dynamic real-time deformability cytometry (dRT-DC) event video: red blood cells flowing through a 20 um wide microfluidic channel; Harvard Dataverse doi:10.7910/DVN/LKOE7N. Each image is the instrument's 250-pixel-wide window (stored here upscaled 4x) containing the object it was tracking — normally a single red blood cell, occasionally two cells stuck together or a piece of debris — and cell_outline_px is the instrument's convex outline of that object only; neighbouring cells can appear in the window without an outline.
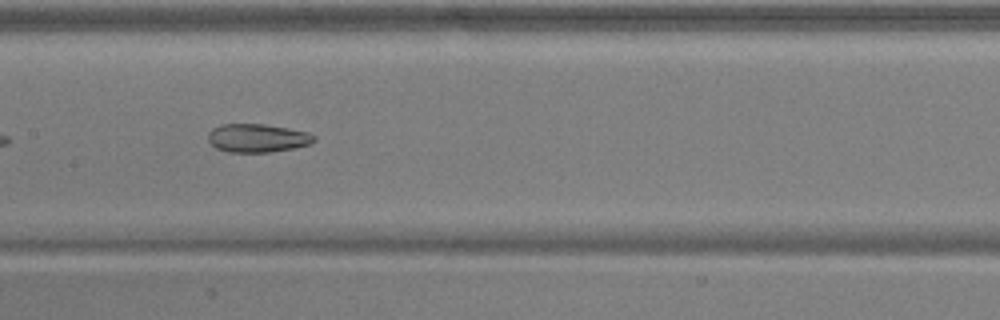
{"species": "common noctule bat (a hibernating species)", "species_latin": "Nyctalus noctula", "temperature_condition": "warm", "stored_images_in_passage": 36, "camera_frame_rate_fps": 3000, "um_per_image_px": 0.085, "animal": {"sex": "male", "body_mass_g": 17.9, "forearm_length_mm": 54.2}, "frame": {"image": 1, "passage_image": 11, "time_ms": 3.333, "image_size_px": [1000, 320], "cell_outline_px": [[316, 140], [312, 144], [292, 148], [268, 152], [228, 152], [216, 148], [208, 140], [208, 132], [212, 128], [224, 124], [264, 124], [288, 128], [308, 132], [316, 136]], "centroid_in_image_um": [21.89, 11.73], "position_along_channel_um": 185.5, "area_um2": 17.57}}
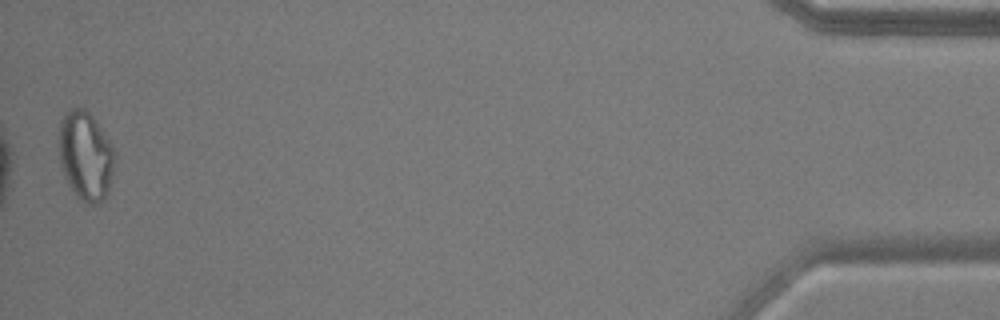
{"frame": {"image": 2, "passage_image": 36, "time_ms": 11.667, "image_size_px": [1000, 320], "cell_outline_px": [[116, 156], [108, 192], [104, 200], [96, 204], [84, 204], [76, 196], [68, 184], [64, 176], [60, 164], [60, 120], [72, 108], [84, 108], [92, 116], [112, 144], [116, 152]], "centroid_in_image_um": [7.3, 13.29], "position_along_channel_um": 427.9, "area_um2": 28.96}, "authors_computed_cell_mechanics": {"area_um2": 19.4208, "velocity_mm_per_s": 3.9391, "shape_relaxation_time_tau1_ms": null, "shape_relaxation_time_tau2_ms": 2.883, "deformation_change_tau1": null, "deformation_change_tau2": 0.0904}}